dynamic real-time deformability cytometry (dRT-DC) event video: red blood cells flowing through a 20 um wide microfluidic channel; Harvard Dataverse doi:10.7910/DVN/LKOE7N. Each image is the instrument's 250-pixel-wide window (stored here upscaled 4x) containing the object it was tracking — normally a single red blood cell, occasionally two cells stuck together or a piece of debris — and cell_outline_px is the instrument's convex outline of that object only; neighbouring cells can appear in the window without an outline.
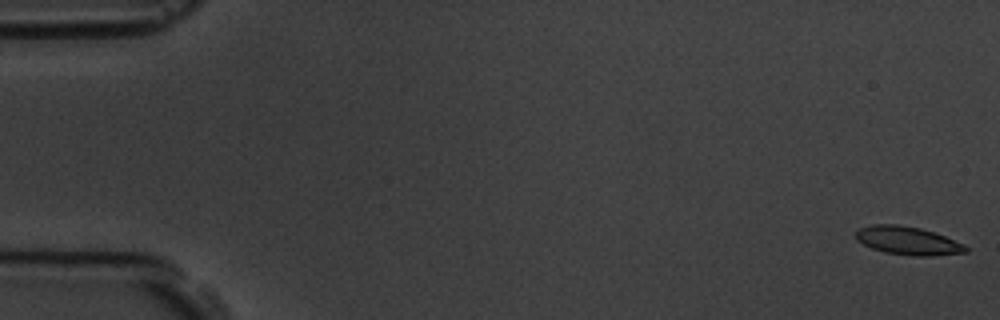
{"species": "common noctule bat (a hibernating species)", "species_latin": "Nyctalus noctula", "temperature_condition": "room temperature", "stored_images_in_passage": 5, "camera_frame_rate_fps": 3000, "um_per_image_px": 0.085, "animal": {"sex": "male", "body_mass_g": 19.5, "forearm_length_mm": 54.6}, "frame": {"image": 1, "passage_image": 1, "time_ms": 0.0, "image_size_px": [1000, 320], "cell_outline_px": [[968, 252], [928, 256], [916, 256], [884, 252], [872, 248], [856, 240], [856, 232], [860, 228], [872, 224], [896, 224], [920, 228], [944, 236], [964, 244], [968, 248]], "centroid_in_image_um": [77.15, 20.46], "position_along_channel_um": 7.8, "area_um2": 17.92}}
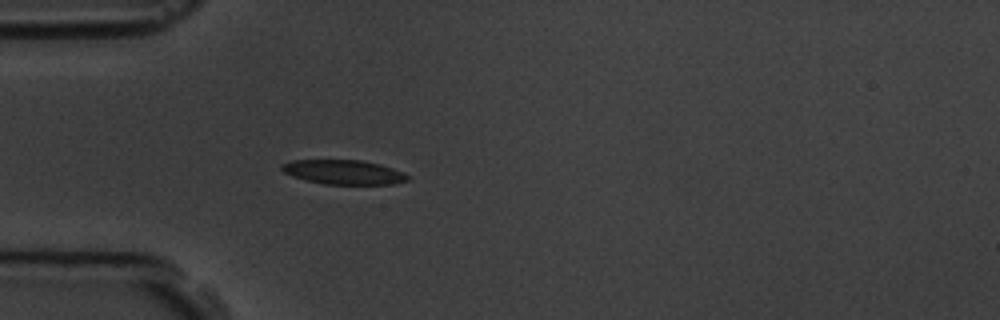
{"frame": {"image": 2, "passage_image": 5, "time_ms": 5.333, "image_size_px": [1000, 320], "cell_outline_px": [[412, 180], [396, 184], [324, 184], [304, 180], [292, 176], [284, 172], [280, 168], [280, 164], [292, 160], [360, 160], [380, 164], [404, 172]], "centroid_in_image_um": [29.22, 14.63], "position_along_channel_um": 55.8, "area_um2": 18.09}}